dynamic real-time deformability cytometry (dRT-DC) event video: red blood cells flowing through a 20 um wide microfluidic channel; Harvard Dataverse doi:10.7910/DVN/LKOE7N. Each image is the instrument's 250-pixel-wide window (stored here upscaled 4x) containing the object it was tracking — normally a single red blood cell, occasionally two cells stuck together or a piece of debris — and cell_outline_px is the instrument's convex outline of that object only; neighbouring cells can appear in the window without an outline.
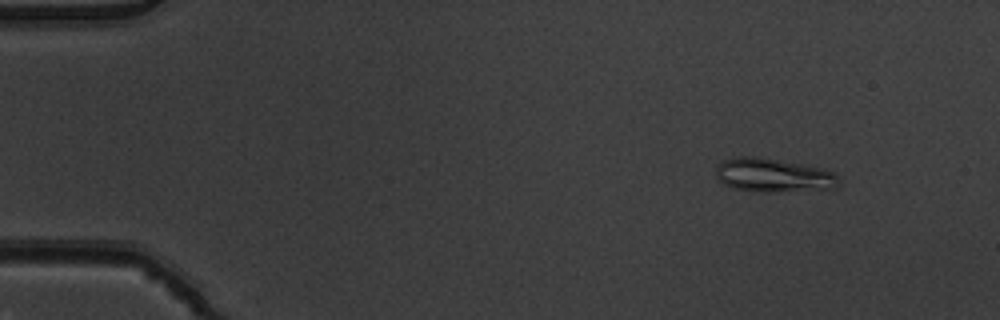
{"species": "common noctule bat (a hibernating species)", "species_latin": "Nyctalus noctula", "temperature_condition": "warm", "stored_images_in_passage": 4, "camera_frame_rate_fps": 3000, "um_per_image_px": 0.085, "animal": {"sex": "male", "body_mass_g": 19.5, "forearm_length_mm": 54.6}, "frame": {"image": 1, "passage_image": 2, "time_ms": 0.333, "image_size_px": [1000, 320], "cell_outline_px": [[840, 184], [836, 188], [772, 192], [756, 192], [732, 188], [724, 184], [716, 176], [716, 168], [724, 160], [740, 156], [756, 156], [800, 164], [820, 168], [836, 172], [840, 180]], "centroid_in_image_um": [65.75, 14.91], "position_along_channel_um": 19.2, "area_um2": 24.16}}